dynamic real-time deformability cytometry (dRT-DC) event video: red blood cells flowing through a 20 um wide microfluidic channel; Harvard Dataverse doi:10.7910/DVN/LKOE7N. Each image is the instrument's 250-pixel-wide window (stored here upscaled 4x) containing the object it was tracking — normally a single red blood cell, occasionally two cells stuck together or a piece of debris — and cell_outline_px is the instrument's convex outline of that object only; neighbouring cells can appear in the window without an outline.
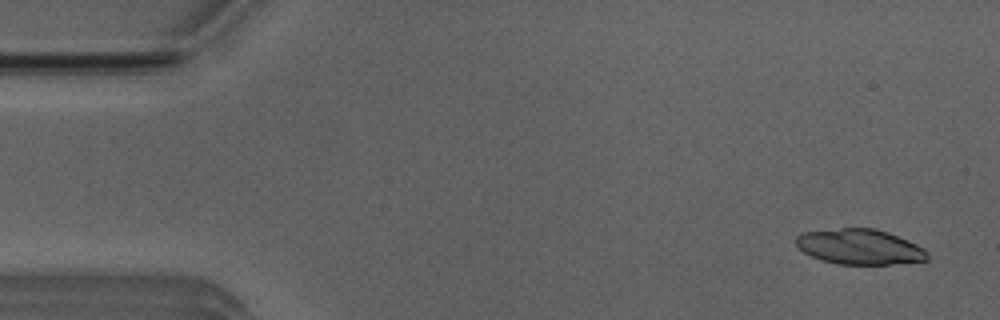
{"species": "Egyptian fruit bat (a non-hibernating species)", "species_latin": "Rousettus aegyptiacus", "temperature_condition": "room temperature", "stored_images_in_passage": 5, "camera_frame_rate_fps": 3000, "um_per_image_px": 0.085, "animal": {"sex": "male"}, "frame": {"image": 1, "passage_image": 1, "time_ms": 0.0, "image_size_px": [1000, 320], "cell_outline_px": [[928, 260], [888, 264], [836, 264], [820, 260], [804, 252], [792, 240], [796, 236], [804, 232], [840, 228], [876, 228], [888, 232], [908, 240], [924, 248], [928, 252]], "centroid_in_image_um": [73.06, 20.97], "position_along_channel_um": 11.9, "area_um2": 27.11}}